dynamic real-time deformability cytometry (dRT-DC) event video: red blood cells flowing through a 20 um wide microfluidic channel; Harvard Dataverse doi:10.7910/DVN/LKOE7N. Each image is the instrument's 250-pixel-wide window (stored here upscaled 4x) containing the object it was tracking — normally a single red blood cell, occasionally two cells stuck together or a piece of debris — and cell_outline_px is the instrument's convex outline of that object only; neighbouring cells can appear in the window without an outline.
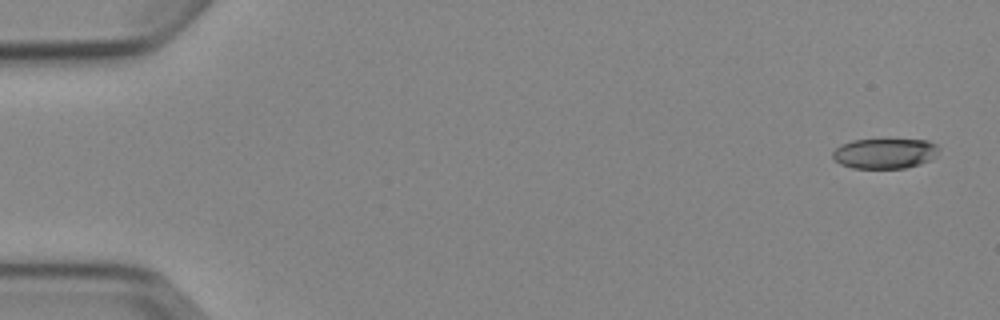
{"species": "Egyptian fruit bat (a non-hibernating species)", "species_latin": "Rousettus aegyptiacus", "temperature_condition": "cold", "stored_images_in_passage": 3, "camera_frame_rate_fps": 3000, "um_per_image_px": 0.085, "animal": {"sex": "female"}, "frame": {"image": 1, "passage_image": 1, "time_ms": 0.0, "image_size_px": [1000, 320], "cell_outline_px": [[940, 148], [936, 156], [920, 164], [904, 168], [852, 168], [840, 164], [832, 156], [832, 152], [840, 144], [852, 140], [928, 140], [936, 144]], "centroid_in_image_um": [75.2, 13.04], "position_along_channel_um": 9.8, "area_um2": 18.67}}